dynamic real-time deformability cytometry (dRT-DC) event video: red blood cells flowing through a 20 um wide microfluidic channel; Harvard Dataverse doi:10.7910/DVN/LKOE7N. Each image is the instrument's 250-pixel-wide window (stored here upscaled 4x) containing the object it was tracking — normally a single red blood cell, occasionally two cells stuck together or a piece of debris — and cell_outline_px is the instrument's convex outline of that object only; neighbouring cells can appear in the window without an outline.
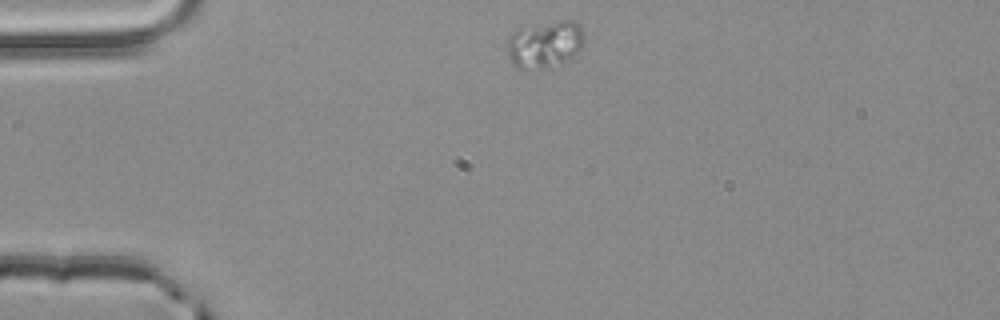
{"species": "common noctule bat (a hibernating species)", "species_latin": "Nyctalus noctula", "temperature_condition": "room temperature", "stored_images_in_passage": 3, "camera_frame_rate_fps": 3000, "um_per_image_px": 0.085, "animal": {"sex": "male", "body_mass_g": 20.4}, "frame": {"image": 1, "passage_image": 1, "time_ms": 0.0, "image_size_px": [1000, 320], "cell_outline_px": [[584, 44], [568, 60], [544, 68], [516, 68], [512, 64], [508, 56], [508, 40], [512, 32], [516, 28], [560, 20], [572, 20], [580, 24], [584, 32]], "centroid_in_image_um": [46.31, 3.73], "position_along_channel_um": 38.7, "area_um2": 21.15}}